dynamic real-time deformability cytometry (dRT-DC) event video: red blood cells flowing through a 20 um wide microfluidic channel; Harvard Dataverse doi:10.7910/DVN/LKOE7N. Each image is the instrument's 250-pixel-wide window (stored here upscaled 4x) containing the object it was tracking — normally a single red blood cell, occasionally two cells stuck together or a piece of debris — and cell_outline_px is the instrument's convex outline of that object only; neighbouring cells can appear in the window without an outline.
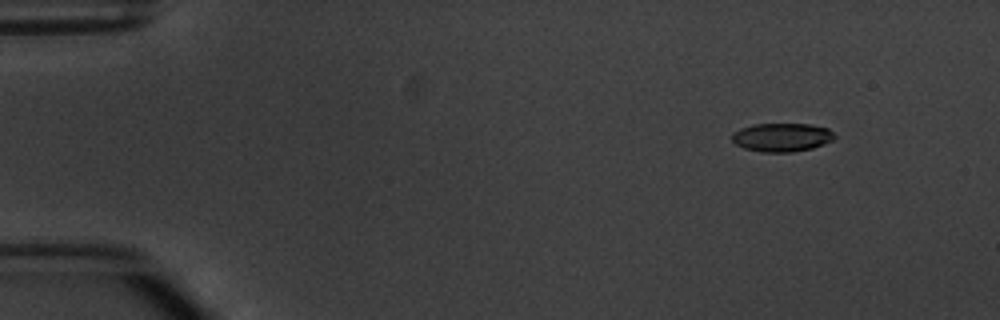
{"species": "common noctule bat (a hibernating species)", "species_latin": "Nyctalus noctula", "temperature_condition": "warm", "stored_images_in_passage": 4, "camera_frame_rate_fps": 3000, "um_per_image_px": 0.085, "animal": {"sex": "male", "body_mass_g": 20.1, "forearm_length_mm": 53.5}, "frame": {"image": 1, "passage_image": 1, "time_ms": 0.0, "image_size_px": [1000, 320], "cell_outline_px": [[836, 136], [832, 140], [824, 144], [812, 148], [792, 152], [764, 152], [744, 148], [736, 144], [732, 140], [732, 132], [740, 128], [752, 124], [808, 124], [828, 128]], "centroid_in_image_um": [66.44, 11.66], "position_along_channel_um": 18.6, "area_um2": 17.05}}